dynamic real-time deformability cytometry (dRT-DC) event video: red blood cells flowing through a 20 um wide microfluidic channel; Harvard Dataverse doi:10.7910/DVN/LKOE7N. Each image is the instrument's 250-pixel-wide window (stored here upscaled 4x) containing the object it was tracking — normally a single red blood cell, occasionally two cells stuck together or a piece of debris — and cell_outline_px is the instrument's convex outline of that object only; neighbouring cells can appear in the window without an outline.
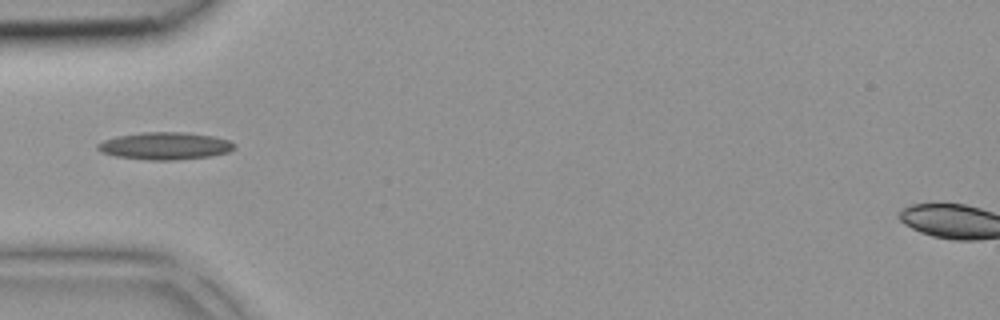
{"species": "common noctule bat (a hibernating species)", "species_latin": "Nyctalus noctula", "temperature_condition": "room temperature", "stored_images_in_passage": 38, "camera_frame_rate_fps": 3000, "um_per_image_px": 0.085, "animal": {"sex": "female", "body_mass_g": 18.4}, "frame": {"image": 1, "passage_image": 10, "time_ms": 3.0, "image_size_px": [1000, 320], "cell_outline_px": [[236, 148], [228, 152], [212, 156], [176, 160], [148, 160], [116, 156], [100, 152], [96, 148], [96, 144], [104, 140], [116, 136], [140, 132], [184, 132], [212, 136], [228, 140], [236, 144]], "centroid_in_image_um": [14.02, 12.4], "position_along_channel_um": 71.0, "area_um2": 21.96}}
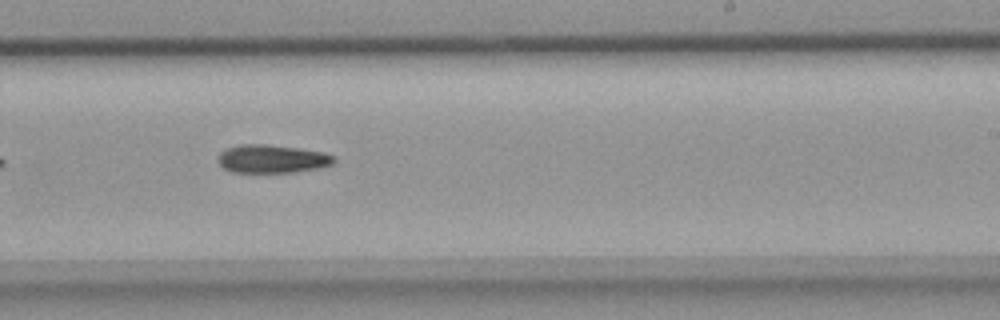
{"frame": {"image": 2, "passage_image": 22, "time_ms": 7.0, "image_size_px": [1000, 320], "cell_outline_px": [[336, 160], [332, 164], [320, 168], [296, 172], [232, 172], [224, 168], [216, 160], [220, 152], [228, 148], [240, 144], [264, 144], [296, 148], [324, 152], [336, 156]], "centroid_in_image_um": [23.14, 13.51], "position_along_channel_um": 265.9, "area_um2": 19.13}}
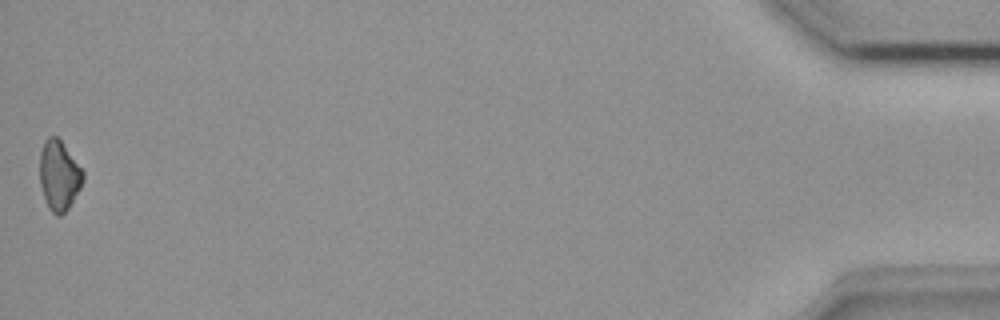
{"frame": {"image": 3, "passage_image": 38, "time_ms": 12.333, "image_size_px": [1000, 320], "cell_outline_px": [[84, 180], [80, 188], [68, 208], [60, 216], [56, 216], [48, 208], [40, 184], [40, 152], [44, 140], [48, 136], [56, 136], [60, 140], [84, 172]], "centroid_in_image_um": [5.01, 14.92], "position_along_channel_um": 430.2, "area_um2": 17.46}}